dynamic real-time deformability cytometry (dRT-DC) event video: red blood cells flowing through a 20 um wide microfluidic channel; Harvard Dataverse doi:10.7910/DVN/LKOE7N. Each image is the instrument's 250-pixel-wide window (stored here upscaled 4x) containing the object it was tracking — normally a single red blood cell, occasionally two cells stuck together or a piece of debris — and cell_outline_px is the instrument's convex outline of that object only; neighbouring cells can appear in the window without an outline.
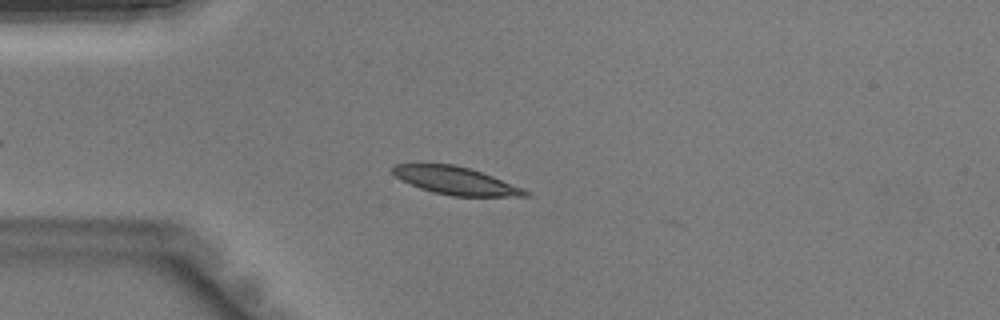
{"species": "Egyptian fruit bat (a non-hibernating species)", "species_latin": "Rousettus aegyptiacus", "temperature_condition": "warm", "stored_images_in_passage": 15, "camera_frame_rate_fps": 3000, "um_per_image_px": 0.085, "animal": {"sex": "male"}, "frame": {"image": 1, "passage_image": 7, "time_ms": 2.0, "image_size_px": [1000, 320], "cell_outline_px": [[532, 196], [452, 196], [432, 192], [420, 188], [396, 176], [392, 172], [392, 168], [396, 164], [456, 164], [492, 176], [524, 188], [532, 192]], "centroid_in_image_um": [38.8, 15.37], "position_along_channel_um": 46.2, "area_um2": 21.21}}
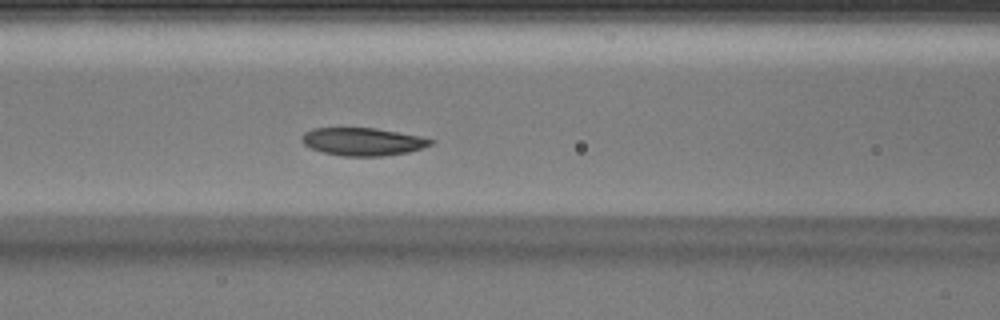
{"frame": {"image": 2, "passage_image": 14, "time_ms": 4.333, "image_size_px": [1000, 320], "cell_outline_px": [[432, 144], [408, 152], [384, 156], [340, 156], [324, 152], [312, 148], [304, 144], [300, 140], [304, 132], [312, 128], [376, 128], [420, 136], [432, 140]], "centroid_in_image_um": [30.8, 12.04], "position_along_channel_um": 135.8, "area_um2": 20.75}}